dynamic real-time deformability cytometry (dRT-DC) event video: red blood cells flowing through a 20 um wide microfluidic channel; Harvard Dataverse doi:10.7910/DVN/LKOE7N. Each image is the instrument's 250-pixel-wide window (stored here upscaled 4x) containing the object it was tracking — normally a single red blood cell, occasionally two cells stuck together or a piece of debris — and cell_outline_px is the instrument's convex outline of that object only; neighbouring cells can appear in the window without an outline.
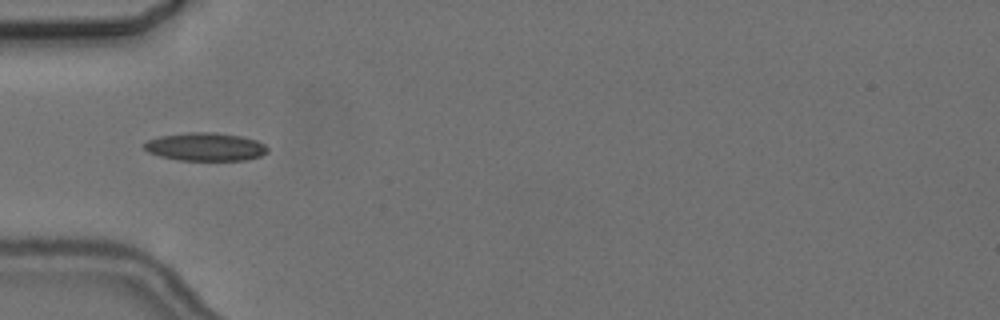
{"species": "common noctule bat (a hibernating species)", "species_latin": "Nyctalus noctula", "temperature_condition": "cold", "stored_images_in_passage": 9, "camera_frame_rate_fps": 3000, "um_per_image_px": 0.085, "animal": {"sex": "female", "body_mass_g": 24.6, "forearm_length_mm": 56.2}, "frame": {"image": 1, "passage_image": 6, "time_ms": 6.0, "image_size_px": [1000, 320], "cell_outline_px": [[268, 152], [260, 156], [244, 160], [176, 160], [160, 156], [148, 152], [144, 148], [144, 144], [148, 140], [160, 136], [188, 132], [212, 132], [240, 136], [256, 140], [264, 144], [268, 148]], "centroid_in_image_um": [17.45, 12.48], "position_along_channel_um": 67.5, "area_um2": 20.17}}
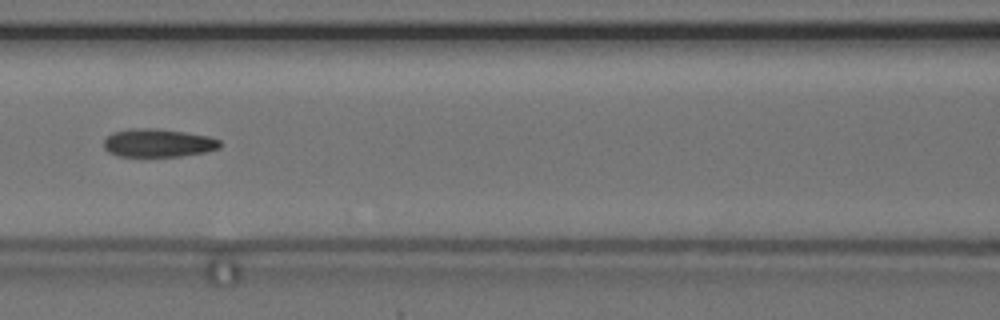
{"frame": {"image": 2, "passage_image": 8, "time_ms": 8.333, "image_size_px": [1000, 320], "cell_outline_px": [[220, 148], [204, 152], [180, 156], [116, 156], [108, 152], [104, 148], [104, 140], [112, 132], [128, 128], [156, 128], [184, 132], [208, 136], [220, 140]], "centroid_in_image_um": [13.4, 12.14], "position_along_channel_um": 153.2, "area_um2": 19.13}}